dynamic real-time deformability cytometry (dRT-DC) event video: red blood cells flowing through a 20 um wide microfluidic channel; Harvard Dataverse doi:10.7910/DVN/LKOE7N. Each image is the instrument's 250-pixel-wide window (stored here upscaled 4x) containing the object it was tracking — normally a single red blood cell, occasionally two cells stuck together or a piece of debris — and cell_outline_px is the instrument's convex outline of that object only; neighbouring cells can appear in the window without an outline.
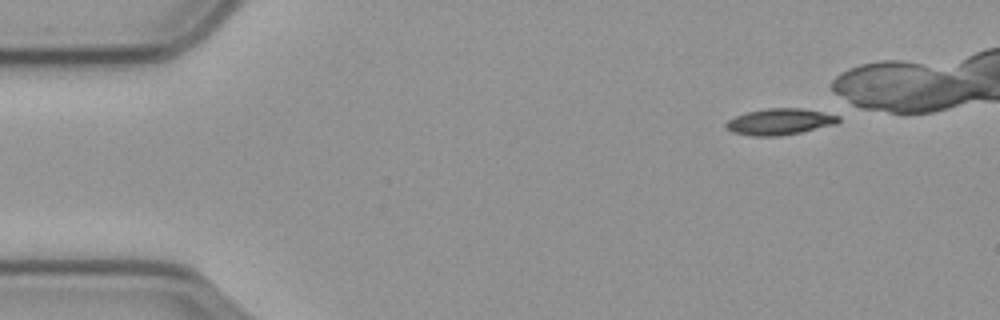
{"species": "common noctule bat (a hibernating species)", "species_latin": "Nyctalus noctula", "temperature_condition": "cold", "stored_images_in_passage": 40, "camera_frame_rate_fps": 3000, "um_per_image_px": 0.085, "animal": {"sex": "male", "body_mass_g": 23.1, "forearm_length_mm": 52.7}, "frame": {"image": 1, "passage_image": 1, "time_ms": 0.0, "image_size_px": [1000, 320], "cell_outline_px": [[840, 120], [836, 124], [800, 132], [780, 136], [752, 136], [732, 132], [724, 128], [724, 124], [728, 120], [736, 116], [748, 112], [768, 108], [800, 108], [840, 112]], "centroid_in_image_um": [66.37, 10.32], "position_along_channel_um": 18.6, "area_um2": 17.69}}
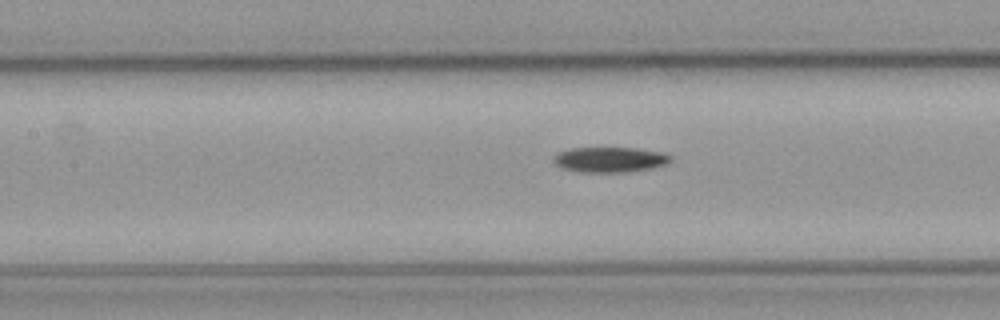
{"frame": {"image": 2, "passage_image": 20, "time_ms": 6.333, "image_size_px": [1000, 320], "cell_outline_px": [[672, 160], [664, 164], [648, 168], [624, 172], [580, 172], [564, 168], [556, 164], [552, 160], [552, 156], [556, 152], [572, 148], [636, 148], [660, 152], [672, 156]], "centroid_in_image_um": [51.78, 13.55], "position_along_channel_um": 155.6, "area_um2": 17.05}}
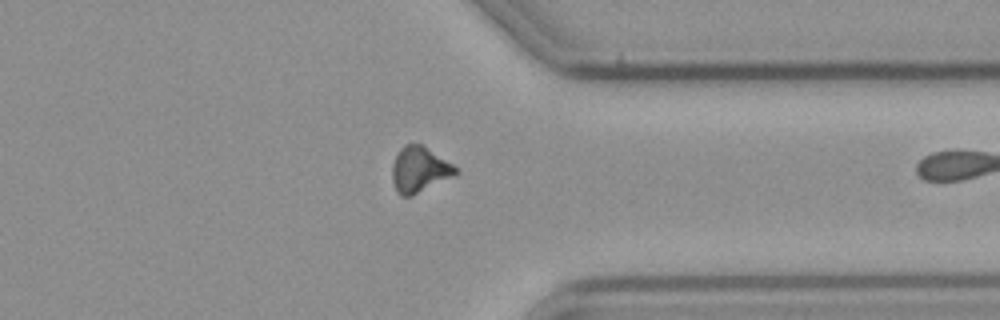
{"frame": {"image": 3, "passage_image": 39, "time_ms": 12.667, "image_size_px": [1000, 320], "cell_outline_px": [[460, 172], [456, 176], [412, 196], [400, 196], [396, 192], [392, 180], [392, 164], [400, 148], [404, 144], [420, 144], [452, 164]], "centroid_in_image_um": [35.64, 14.45], "position_along_channel_um": 375.8, "area_um2": 16.94}}